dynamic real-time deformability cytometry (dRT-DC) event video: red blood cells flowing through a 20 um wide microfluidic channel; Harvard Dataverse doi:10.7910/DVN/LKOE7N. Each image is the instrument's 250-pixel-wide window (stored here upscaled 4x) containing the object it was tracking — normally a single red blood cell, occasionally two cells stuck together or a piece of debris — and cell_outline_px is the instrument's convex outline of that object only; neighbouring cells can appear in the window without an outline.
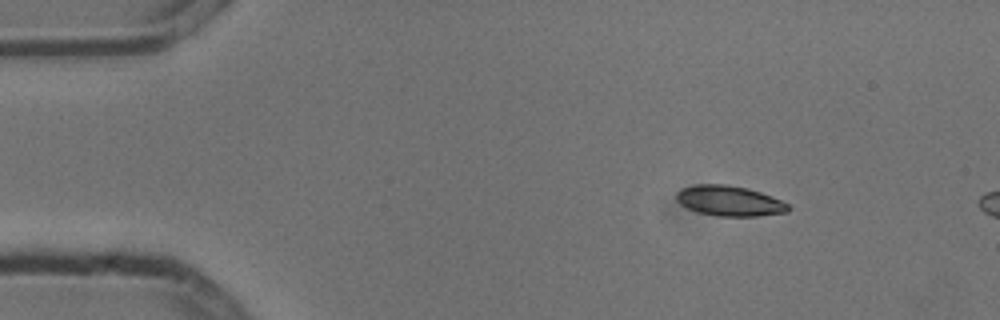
{"species": "common noctule bat (a hibernating species)", "species_latin": "Nyctalus noctula", "temperature_condition": "cold", "stored_images_in_passage": 3, "camera_frame_rate_fps": 3000, "um_per_image_px": 0.085, "animal": {"sex": "male", "body_mass_g": 13.3}, "frame": {"image": 1, "passage_image": 2, "time_ms": 0.333, "image_size_px": [1000, 320], "cell_outline_px": [[792, 208], [788, 212], [756, 216], [716, 216], [696, 212], [680, 204], [676, 200], [676, 192], [680, 188], [696, 184], [728, 184], [748, 188], [772, 196], [788, 204]], "centroid_in_image_um": [61.98, 17.07], "position_along_channel_um": 23.0, "area_um2": 20.0}}